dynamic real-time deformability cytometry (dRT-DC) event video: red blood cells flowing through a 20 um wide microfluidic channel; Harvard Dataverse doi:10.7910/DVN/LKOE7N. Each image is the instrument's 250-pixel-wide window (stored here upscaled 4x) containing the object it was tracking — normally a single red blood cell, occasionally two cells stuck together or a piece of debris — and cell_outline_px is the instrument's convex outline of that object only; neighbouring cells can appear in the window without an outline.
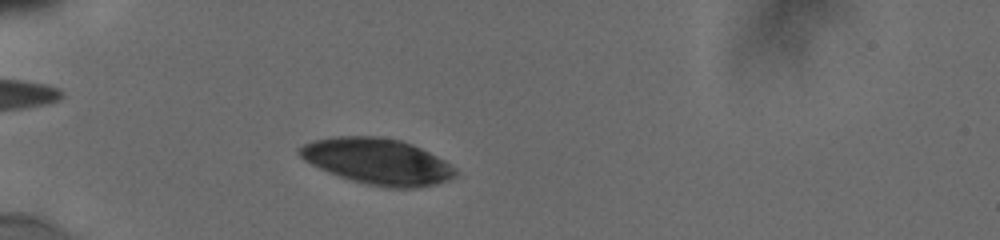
{"species": "human", "species_latin": "Homo sapiens", "temperature_condition": "cold", "stored_images_in_passage": 18, "camera_frame_rate_fps": 3000, "um_per_image_px": 0.085, "donor": {"sex": "male"}, "frame": {"image": 1, "passage_image": 4, "time_ms": 1.667, "image_size_px": [1000, 240], "cell_outline_px": [[460, 172], [456, 176], [448, 180], [436, 184], [416, 188], [388, 188], [364, 184], [328, 172], [304, 160], [296, 152], [296, 148], [312, 140], [332, 136], [380, 136], [400, 140], [412, 144], [444, 160], [456, 168]], "centroid_in_image_um": [32.08, 13.72], "position_along_channel_um": 52.9, "area_um2": 42.08}}
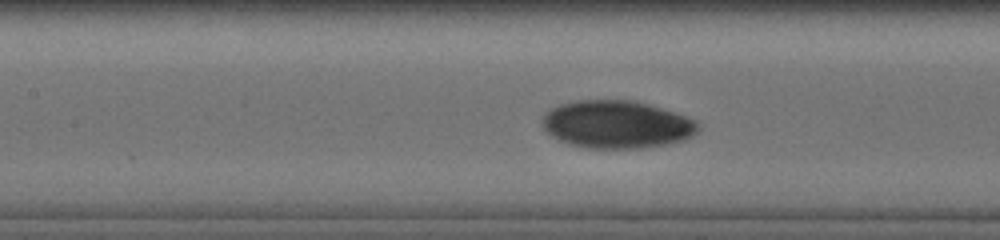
{"frame": {"image": 2, "passage_image": 13, "time_ms": 5.0, "image_size_px": [1000, 240], "cell_outline_px": [[700, 128], [692, 136], [684, 140], [664, 144], [640, 148], [588, 148], [568, 144], [544, 132], [540, 124], [540, 120], [552, 108], [560, 104], [576, 100], [632, 100], [648, 104], [696, 120]], "centroid_in_image_um": [52.37, 10.58], "position_along_channel_um": 155.0, "area_um2": 43.29}}
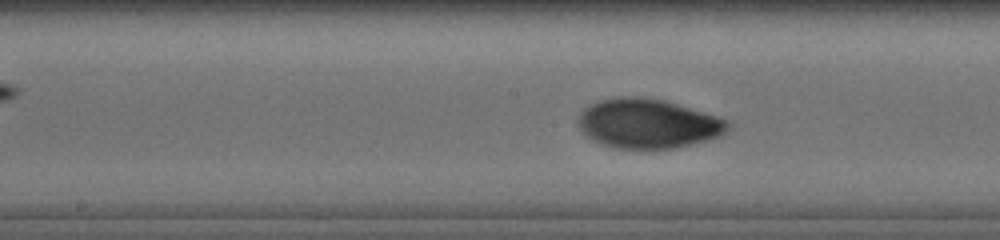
{"frame": {"image": 3, "passage_image": 16, "time_ms": 6.0, "image_size_px": [1000, 240], "cell_outline_px": [[732, 128], [720, 136], [708, 140], [676, 148], [612, 148], [600, 144], [584, 136], [576, 124], [576, 120], [580, 112], [584, 108], [600, 100], [624, 96], [640, 96], [664, 100], [720, 116], [728, 120], [732, 124]], "centroid_in_image_um": [55.08, 10.5], "position_along_channel_um": 193.1, "area_um2": 43.81}}